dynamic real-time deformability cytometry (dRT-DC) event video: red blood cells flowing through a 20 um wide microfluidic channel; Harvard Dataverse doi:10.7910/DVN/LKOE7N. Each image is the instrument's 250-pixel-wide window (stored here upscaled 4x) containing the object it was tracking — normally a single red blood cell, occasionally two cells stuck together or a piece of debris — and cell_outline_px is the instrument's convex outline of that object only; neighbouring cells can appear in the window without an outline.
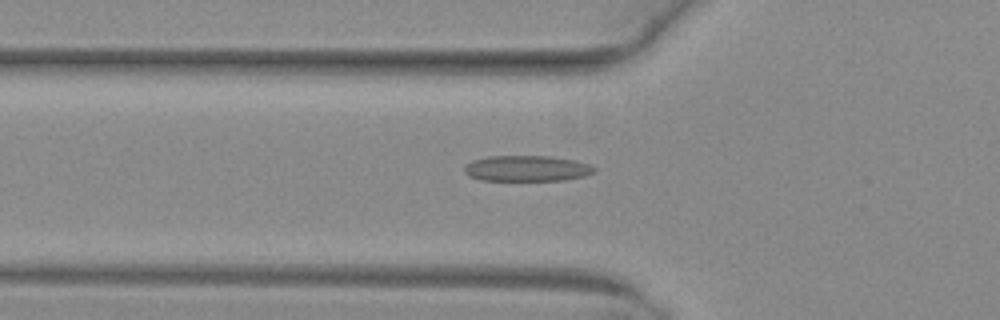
{"species": "common noctule bat (a hibernating species)", "species_latin": "Nyctalus noctula", "temperature_condition": "warm", "stored_images_in_passage": 51, "camera_frame_rate_fps": 3000, "um_per_image_px": 0.085, "animal": {"sex": "female", "body_mass_g": 29.2, "forearm_length_mm": 56.3}, "frame": {"image": 1, "passage_image": 18, "time_ms": 5.667, "image_size_px": [1000, 320], "cell_outline_px": [[596, 172], [584, 176], [564, 180], [480, 180], [468, 176], [464, 172], [464, 168], [472, 160], [488, 156], [548, 156], [572, 160], [588, 164], [596, 168]], "centroid_in_image_um": [44.76, 14.32], "position_along_channel_um": 81.0, "area_um2": 19.42}}
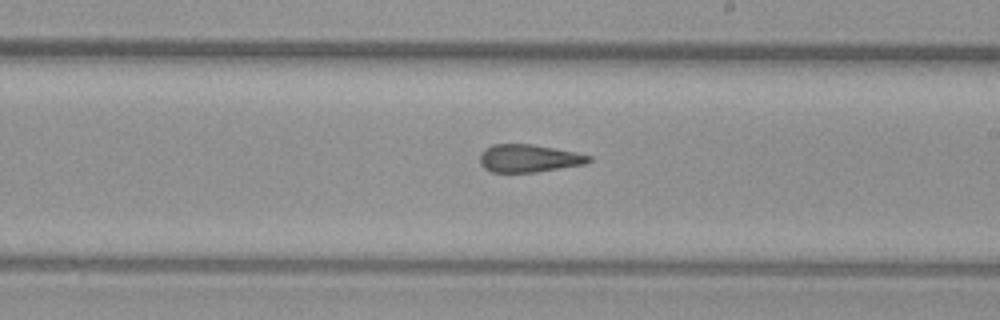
{"frame": {"image": 2, "passage_image": 30, "time_ms": 9.667, "image_size_px": [1000, 320], "cell_outline_px": [[592, 160], [584, 164], [536, 172], [492, 172], [484, 168], [480, 164], [480, 152], [484, 148], [492, 144], [532, 144], [576, 152], [592, 156]], "centroid_in_image_um": [44.92, 13.45], "position_along_channel_um": 244.1, "area_um2": 17.69}}
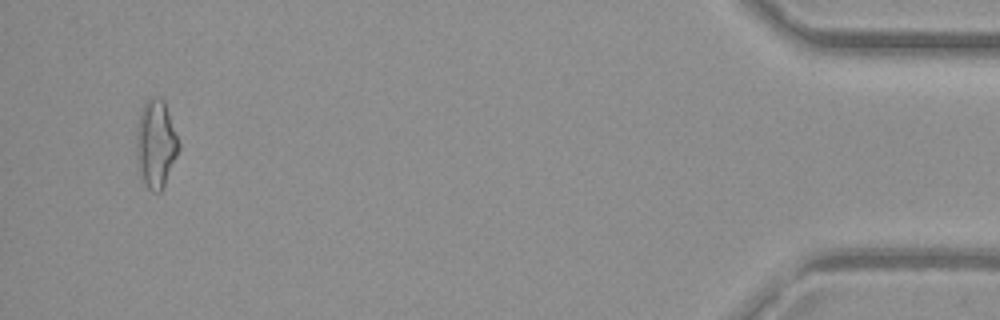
{"frame": {"image": 3, "passage_image": 49, "time_ms": 16.0, "image_size_px": [1000, 320], "cell_outline_px": [[180, 148], [164, 184], [160, 192], [152, 192], [140, 180], [136, 156], [136, 128], [140, 112], [148, 96], [160, 96], [164, 100], [180, 144]], "centroid_in_image_um": [13.22, 12.21], "position_along_channel_um": 422.0, "area_um2": 21.96}, "authors_computed_cell_mechanics": {"area_um2": 19.3052, "velocity_mm_per_s": 4.063, "shape_relaxation_time_tau1_ms": null, "shape_relaxation_time_tau2_ms": 1.9199, "deformation_change_tau1": null, "deformation_change_tau2": 0.1119}}